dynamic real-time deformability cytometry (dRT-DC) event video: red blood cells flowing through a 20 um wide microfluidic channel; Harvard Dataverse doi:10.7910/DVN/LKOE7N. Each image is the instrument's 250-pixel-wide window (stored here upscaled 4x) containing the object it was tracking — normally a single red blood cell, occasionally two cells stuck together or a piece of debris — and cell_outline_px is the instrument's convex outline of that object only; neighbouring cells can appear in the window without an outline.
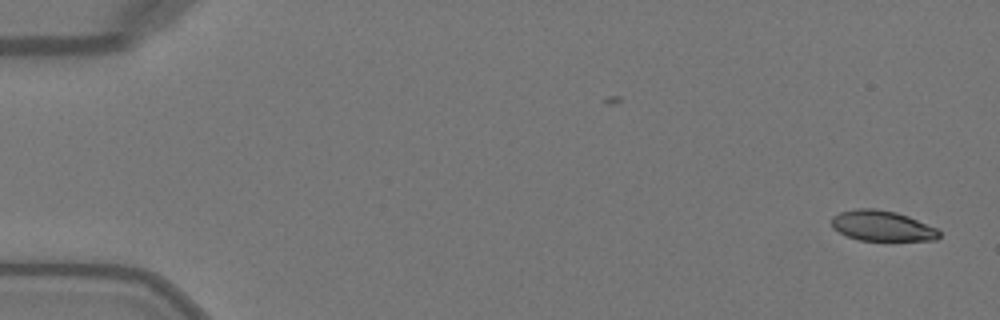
{"species": "Egyptian fruit bat (a non-hibernating species)", "species_latin": "Rousettus aegyptiacus", "temperature_condition": "warm", "stored_images_in_passage": 49, "camera_frame_rate_fps": 3000, "um_per_image_px": 0.085, "animal": {"sex": "female"}, "frame": {"image": 1, "passage_image": 1, "time_ms": 0.0, "image_size_px": [1000, 320], "cell_outline_px": [[940, 236], [936, 240], [860, 240], [848, 236], [832, 228], [832, 216], [840, 212], [856, 208], [872, 208], [896, 212], [908, 216], [936, 228], [940, 232]], "centroid_in_image_um": [74.97, 19.19], "position_along_channel_um": 10.0, "area_um2": 18.9}}
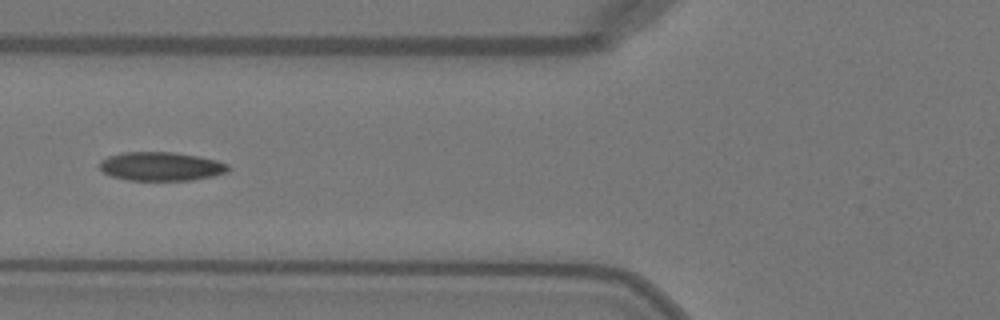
{"frame": {"image": 2, "passage_image": 19, "time_ms": 6.0, "image_size_px": [1000, 320], "cell_outline_px": [[228, 172], [212, 176], [192, 180], [128, 180], [112, 176], [104, 172], [100, 168], [100, 160], [108, 156], [124, 152], [172, 152], [196, 156], [216, 160], [228, 164]], "centroid_in_image_um": [13.67, 14.14], "position_along_channel_um": 112.1, "area_um2": 21.39}}
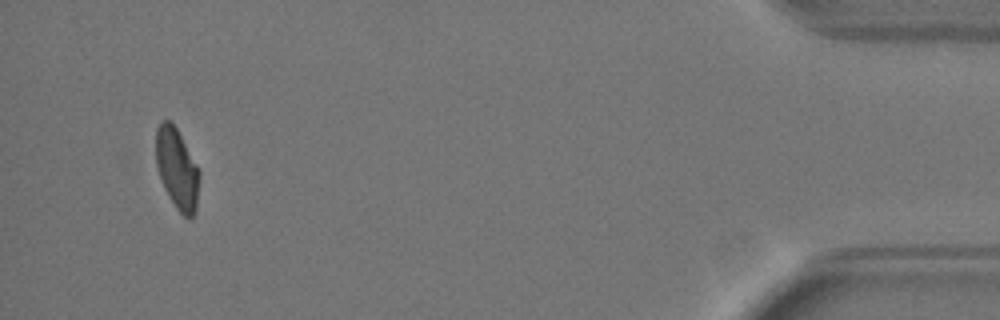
{"frame": {"image": 3, "passage_image": 47, "time_ms": 15.333, "image_size_px": [1000, 320], "cell_outline_px": [[200, 176], [196, 212], [192, 216], [184, 216], [176, 208], [164, 188], [156, 164], [156, 128], [160, 120], [168, 120], [176, 128], [196, 164], [200, 172]], "centroid_in_image_um": [15.04, 14.34], "position_along_channel_um": 420.2, "area_um2": 20.23}, "authors_computed_cell_mechanics": {"area_um2": 21.386, "velocity_mm_per_s": 4.0762, "shape_relaxation_time_tau1_ms": null, "shape_relaxation_time_tau2_ms": 2.2473, "deformation_change_tau1": null, "deformation_change_tau2": 0.0659}}